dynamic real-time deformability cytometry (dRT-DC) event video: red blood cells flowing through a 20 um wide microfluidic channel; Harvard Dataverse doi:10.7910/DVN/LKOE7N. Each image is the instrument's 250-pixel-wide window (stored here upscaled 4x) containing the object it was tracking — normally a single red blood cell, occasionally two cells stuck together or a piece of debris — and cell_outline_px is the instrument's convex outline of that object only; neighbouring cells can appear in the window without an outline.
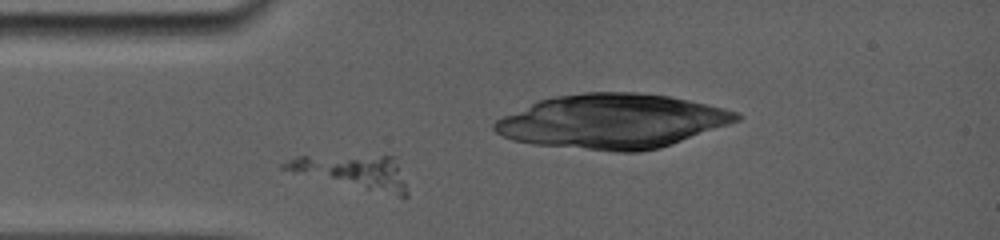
{"species": "common noctule bat (a hibernating species)", "species_latin": "Nyctalus noctula", "temperature_condition": "room temperature", "stored_images_in_passage": 11, "camera_frame_rate_fps": 5000, "um_per_image_px": 0.085, "animal": {"sex": "female", "body_mass_g": 19.0, "forearm_length_mm": 56.7}, "frame": {"image": 1, "passage_image": 2, "time_ms": 0.6, "image_size_px": [1000, 240], "cell_outline_px": [[408, 196], [400, 196], [292, 172], [280, 168], [280, 164], [296, 156], [396, 156], [408, 192]], "centroid_in_image_um": [30.02, 14.57], "position_along_channel_um": 55.0, "area_um2": 23.35}}